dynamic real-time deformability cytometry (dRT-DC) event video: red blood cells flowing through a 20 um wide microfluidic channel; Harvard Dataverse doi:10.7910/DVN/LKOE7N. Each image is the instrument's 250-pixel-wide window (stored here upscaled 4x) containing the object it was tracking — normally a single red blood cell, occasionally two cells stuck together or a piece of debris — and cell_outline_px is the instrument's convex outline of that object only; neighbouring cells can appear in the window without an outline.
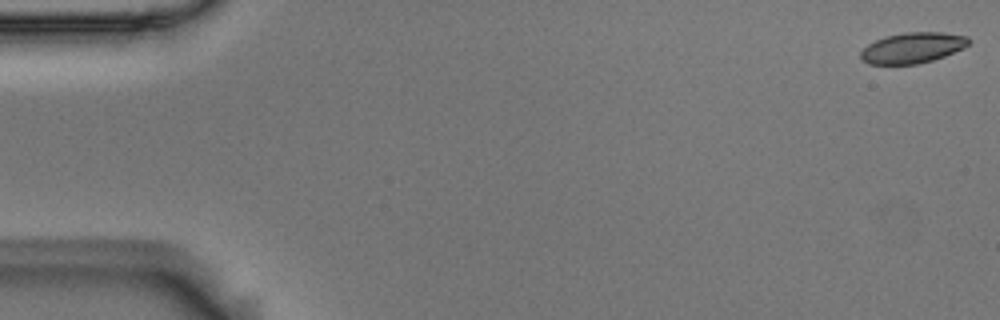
{"species": "Egyptian fruit bat (a non-hibernating species)", "species_latin": "Rousettus aegyptiacus", "temperature_condition": "room temperature", "stored_images_in_passage": 55, "camera_frame_rate_fps": 3000, "um_per_image_px": 0.085, "animal": {"sex": "male"}, "frame": {"image": 1, "passage_image": 1, "time_ms": 0.0, "image_size_px": [1000, 320], "cell_outline_px": [[972, 40], [964, 48], [944, 56], [932, 60], [916, 64], [868, 64], [860, 60], [860, 52], [868, 44], [884, 36], [904, 32], [944, 32], [968, 36]], "centroid_in_image_um": [77.57, 4.05], "position_along_channel_um": 7.4, "area_um2": 19.48}}
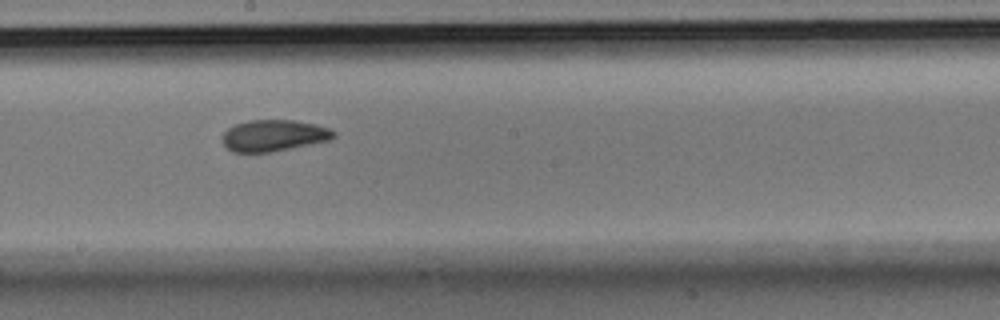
{"frame": {"image": 2, "passage_image": 30, "time_ms": 9.667, "image_size_px": [1000, 320], "cell_outline_px": [[336, 136], [328, 140], [268, 152], [232, 152], [224, 144], [220, 136], [228, 128], [236, 124], [248, 120], [292, 120], [316, 124], [328, 128], [336, 132]], "centroid_in_image_um": [23.23, 11.51], "position_along_channel_um": 225.0, "area_um2": 20.17}}
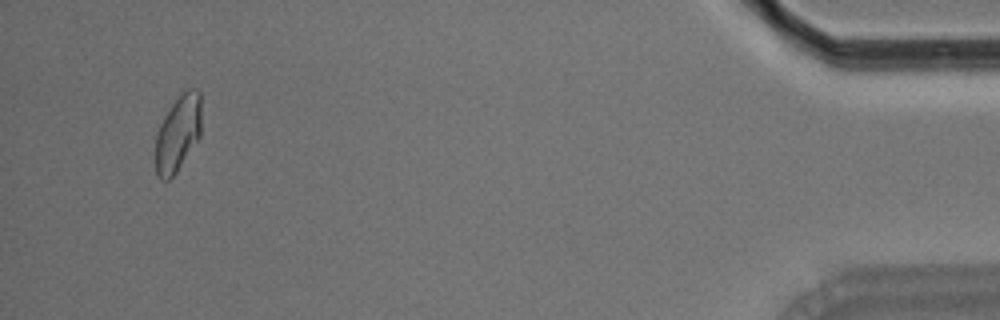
{"frame": {"image": 3, "passage_image": 52, "time_ms": 17.0, "image_size_px": [1000, 320], "cell_outline_px": [[200, 136], [176, 172], [168, 180], [160, 180], [156, 172], [156, 132], [164, 116], [172, 104], [188, 88], [196, 88], [200, 92]], "centroid_in_image_um": [15.12, 11.34], "position_along_channel_um": 420.1, "area_um2": 20.06}}